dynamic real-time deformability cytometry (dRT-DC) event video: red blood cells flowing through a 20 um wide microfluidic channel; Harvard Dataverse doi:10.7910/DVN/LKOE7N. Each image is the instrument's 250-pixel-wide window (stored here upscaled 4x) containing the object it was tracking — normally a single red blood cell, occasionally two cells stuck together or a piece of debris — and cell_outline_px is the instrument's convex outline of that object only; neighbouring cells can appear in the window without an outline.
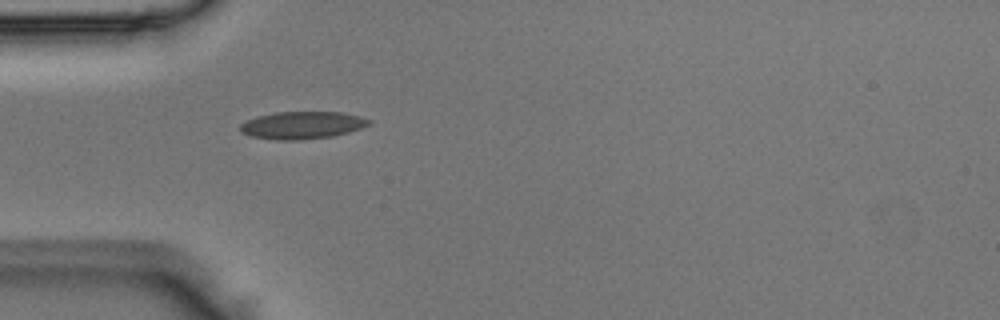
{"species": "Egyptian fruit bat (a non-hibernating species)", "species_latin": "Rousettus aegyptiacus", "temperature_condition": "room temperature", "stored_images_in_passage": 36, "camera_frame_rate_fps": 3000, "um_per_image_px": 0.085, "animal": {"sex": "male"}, "frame": {"image": 1, "passage_image": 1, "time_ms": 0.0, "image_size_px": [1000, 320], "cell_outline_px": [[372, 124], [348, 132], [332, 136], [300, 140], [276, 140], [252, 136], [240, 132], [240, 124], [256, 116], [276, 112], [340, 112], [360, 116], [372, 120]], "centroid_in_image_um": [25.69, 10.64], "position_along_channel_um": 59.3, "area_um2": 20.58}}
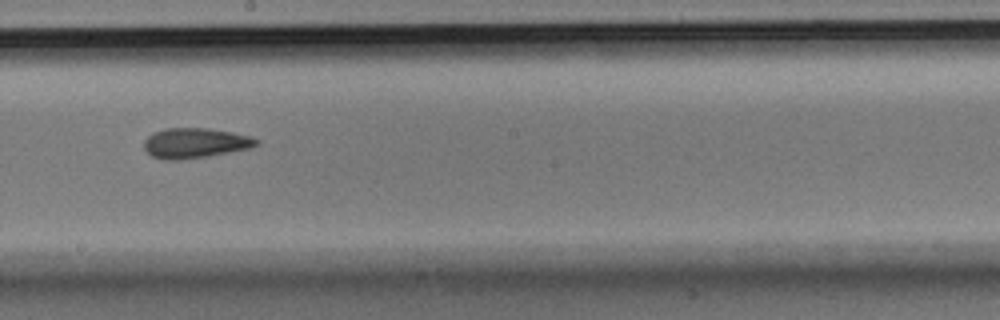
{"frame": {"image": 2, "passage_image": 14, "time_ms": 4.333, "image_size_px": [1000, 320], "cell_outline_px": [[260, 144], [252, 148], [208, 156], [180, 160], [164, 160], [152, 156], [144, 148], [144, 140], [152, 132], [164, 128], [208, 128], [232, 132], [252, 136], [260, 140]], "centroid_in_image_um": [16.61, 12.15], "position_along_channel_um": 231.6, "area_um2": 20.0}}
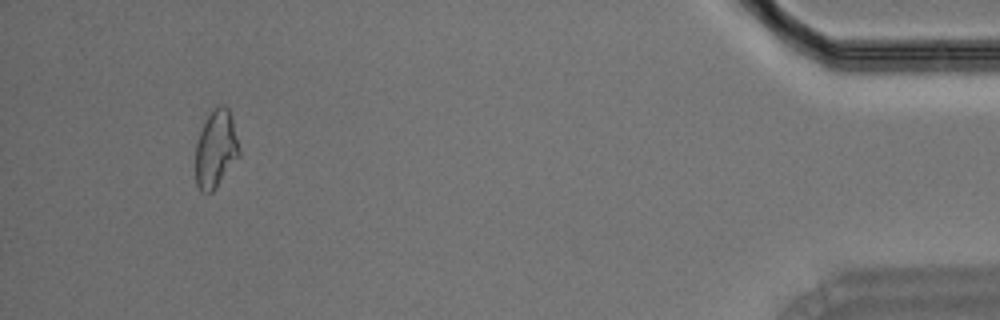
{"frame": {"image": 3, "passage_image": 33, "time_ms": 10.667, "image_size_px": [1000, 320], "cell_outline_px": [[240, 156], [216, 188], [212, 192], [200, 192], [196, 184], [196, 144], [204, 120], [212, 108], [220, 104], [224, 104], [228, 108], [232, 120], [240, 148]], "centroid_in_image_um": [18.35, 12.66], "position_along_channel_um": 416.9, "area_um2": 19.94}}